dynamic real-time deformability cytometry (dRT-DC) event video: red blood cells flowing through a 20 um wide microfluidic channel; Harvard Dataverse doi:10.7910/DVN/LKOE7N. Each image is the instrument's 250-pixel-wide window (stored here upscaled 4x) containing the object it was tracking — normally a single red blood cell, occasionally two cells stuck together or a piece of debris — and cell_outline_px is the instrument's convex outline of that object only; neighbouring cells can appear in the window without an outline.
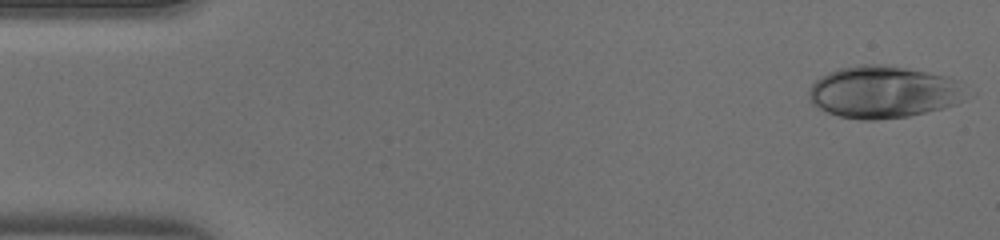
{"species": "human", "species_latin": "Homo sapiens", "temperature_condition": "warm", "stored_images_in_passage": 45, "camera_frame_rate_fps": 3000, "um_per_image_px": 0.085, "donor": {"sex": "male"}, "frame": {"image": 1, "passage_image": 1, "time_ms": 0.0, "image_size_px": [1000, 240], "cell_outline_px": [[976, 92], [972, 96], [956, 104], [944, 108], [908, 116], [876, 120], [860, 120], [840, 116], [828, 112], [812, 104], [808, 100], [808, 88], [820, 76], [828, 72], [840, 68], [860, 64], [884, 64], [908, 68], [948, 76], [960, 80]], "centroid_in_image_um": [75.21, 7.81], "position_along_channel_um": 9.8, "area_um2": 49.07}}
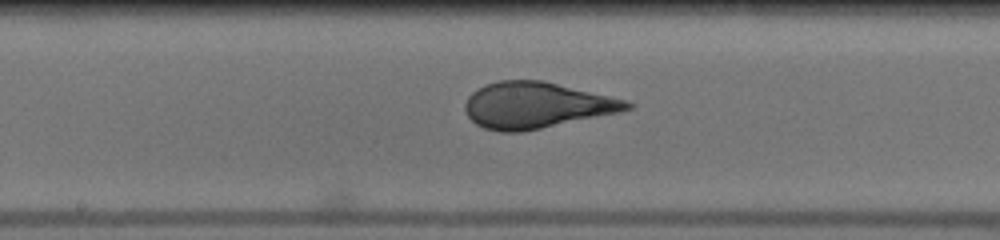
{"frame": {"image": 2, "passage_image": 23, "time_ms": 7.333, "image_size_px": [1000, 240], "cell_outline_px": [[636, 104], [632, 108], [620, 112], [520, 132], [500, 132], [484, 128], [476, 124], [468, 116], [464, 108], [464, 104], [468, 96], [476, 88], [484, 84], [500, 80], [544, 80], [628, 100]], "centroid_in_image_um": [45.59, 8.93], "position_along_channel_um": 202.6, "area_um2": 43.7}}
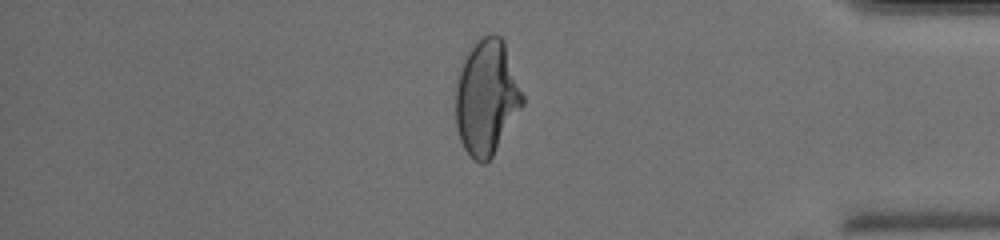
{"frame": {"image": 3, "passage_image": 38, "time_ms": 12.333, "image_size_px": [1000, 240], "cell_outline_px": [[524, 104], [492, 156], [484, 164], [480, 164], [472, 160], [464, 148], [460, 140], [456, 128], [456, 80], [460, 68], [468, 52], [480, 36], [492, 32], [496, 32], [504, 40], [524, 96]], "centroid_in_image_um": [41.36, 8.26], "position_along_channel_um": 393.8, "area_um2": 45.14}}